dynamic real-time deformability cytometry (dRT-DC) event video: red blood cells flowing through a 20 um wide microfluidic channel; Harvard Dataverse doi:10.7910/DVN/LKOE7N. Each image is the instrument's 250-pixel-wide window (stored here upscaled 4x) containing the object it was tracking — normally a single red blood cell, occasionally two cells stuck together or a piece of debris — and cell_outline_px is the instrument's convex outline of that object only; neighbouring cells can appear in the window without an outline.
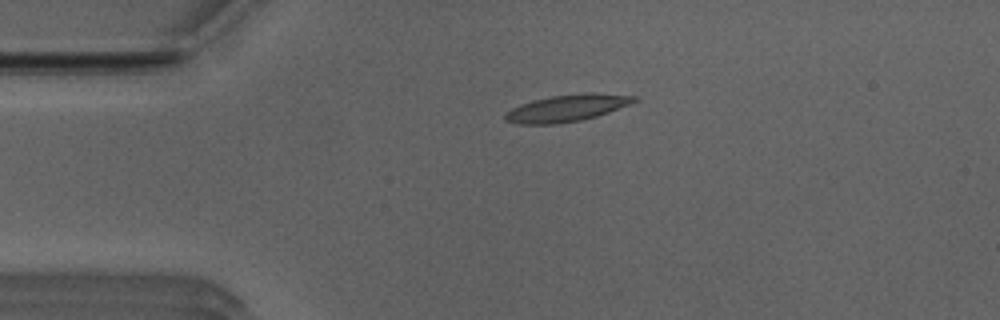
{"species": "Egyptian fruit bat (a non-hibernating species)", "species_latin": "Rousettus aegyptiacus", "temperature_condition": "room temperature", "stored_images_in_passage": 41, "camera_frame_rate_fps": 3000, "um_per_image_px": 0.085, "animal": {"sex": "male"}, "frame": {"image": 1, "passage_image": 1, "time_ms": 0.0, "image_size_px": [1000, 320], "cell_outline_px": [[640, 100], [608, 112], [596, 116], [580, 120], [556, 124], [516, 124], [504, 120], [504, 112], [520, 104], [532, 100], [552, 96], [588, 92], [592, 92], [640, 96]], "centroid_in_image_um": [48.19, 9.18], "position_along_channel_um": 36.8, "area_um2": 20.4}}
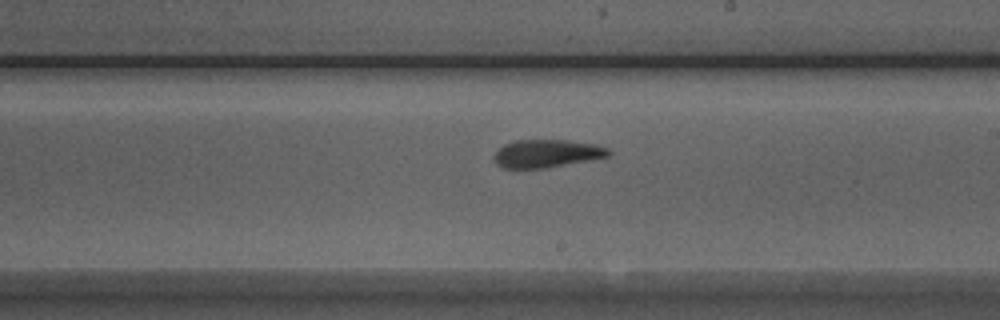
{"frame": {"image": 2, "passage_image": 19, "time_ms": 6.0, "image_size_px": [1000, 320], "cell_outline_px": [[612, 152], [608, 156], [548, 168], [504, 168], [496, 164], [492, 156], [504, 144], [516, 140], [568, 140], [596, 144], [608, 148]], "centroid_in_image_um": [46.47, 13.05], "position_along_channel_um": 242.5, "area_um2": 18.67}}
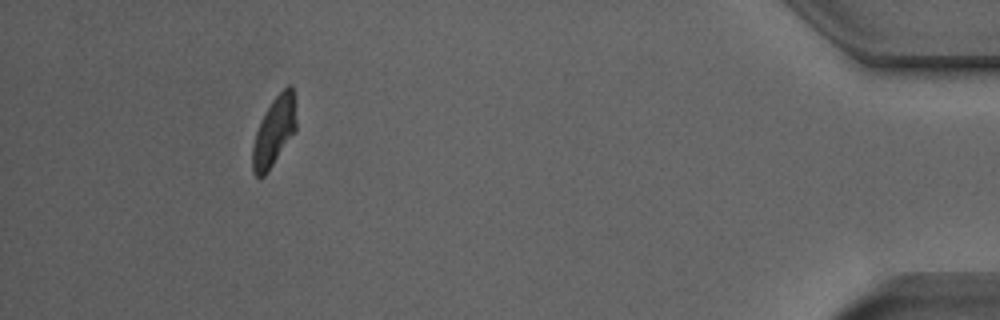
{"frame": {"image": 3, "passage_image": 37, "time_ms": 12.0, "image_size_px": [1000, 320], "cell_outline_px": [[296, 132], [268, 172], [264, 176], [256, 176], [252, 172], [252, 148], [256, 132], [264, 112], [272, 100], [288, 84], [292, 84], [296, 120]], "centroid_in_image_um": [23.3, 11.19], "position_along_channel_um": 411.9, "area_um2": 17.74}, "authors_computed_cell_mechanics": {"area_um2": 18.9584, "velocity_mm_per_s": 3.9573, "shape_relaxation_time_tau1_ms": 7.1189, "shape_relaxation_time_tau2_ms": 2.8911, "deformation_change_tau1": 0.2113, "deformation_change_tau2": 0.1189}}